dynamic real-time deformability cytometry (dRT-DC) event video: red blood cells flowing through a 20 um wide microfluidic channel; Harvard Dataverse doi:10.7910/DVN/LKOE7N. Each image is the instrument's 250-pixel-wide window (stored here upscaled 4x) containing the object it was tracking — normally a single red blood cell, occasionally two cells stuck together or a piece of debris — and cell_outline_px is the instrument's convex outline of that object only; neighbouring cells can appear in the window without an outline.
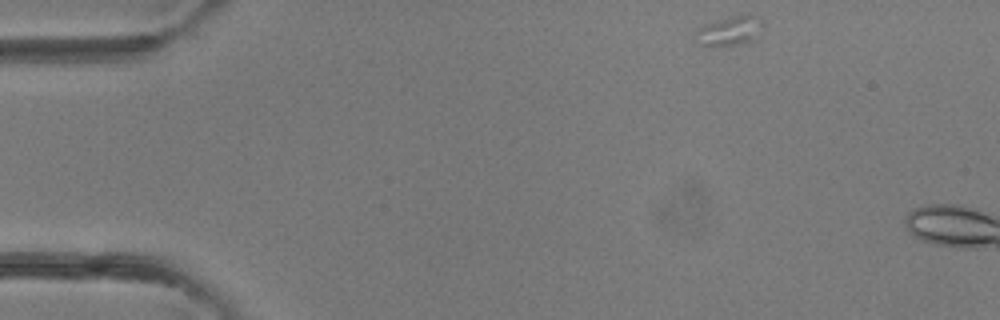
{"species": "common noctule bat (a hibernating species)", "species_latin": "Nyctalus noctula", "temperature_condition": "room temperature", "stored_images_in_passage": 2, "camera_frame_rate_fps": 3000, "um_per_image_px": 0.085, "animal": {"sex": "female"}, "frame": {"image": 1, "passage_image": 1, "time_ms": 0.0, "image_size_px": [1000, 320], "cell_outline_px": [[764, 24], [760, 36], [752, 40], [740, 44], [720, 48], [704, 48], [700, 44], [696, 28], [704, 24], [732, 16], [748, 12]], "centroid_in_image_um": [62.03, 2.66], "position_along_channel_um": 23.0, "area_um2": 12.02}}